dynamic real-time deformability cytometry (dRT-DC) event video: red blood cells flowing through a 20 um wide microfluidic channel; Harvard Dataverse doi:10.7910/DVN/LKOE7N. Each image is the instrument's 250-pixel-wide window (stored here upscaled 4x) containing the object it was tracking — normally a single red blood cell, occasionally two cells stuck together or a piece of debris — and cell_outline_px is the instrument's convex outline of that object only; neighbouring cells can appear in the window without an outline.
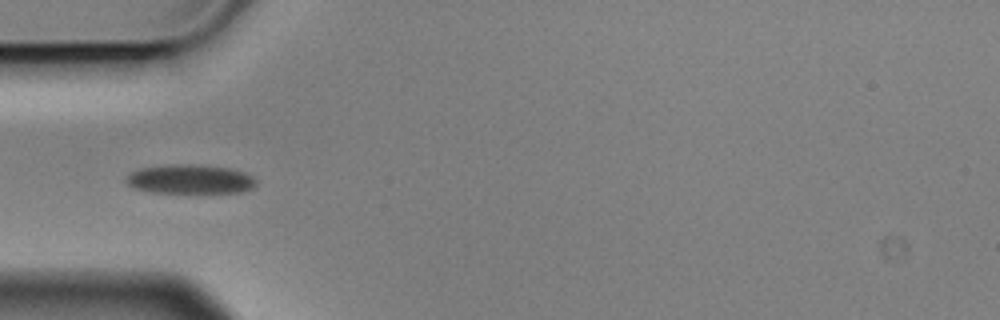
{"species": "Egyptian fruit bat (a non-hibernating species)", "species_latin": "Rousettus aegyptiacus", "temperature_condition": "cold", "stored_images_in_passage": 8, "camera_frame_rate_fps": 3000, "um_per_image_px": 0.085, "animal": {"sex": "male"}, "frame": {"image": 1, "passage_image": 5, "time_ms": 1.333, "image_size_px": [1000, 320], "cell_outline_px": [[256, 184], [252, 188], [240, 192], [152, 192], [132, 188], [124, 180], [124, 176], [140, 168], [172, 164], [188, 164], [228, 168], [244, 172], [252, 176], [256, 180]], "centroid_in_image_um": [16.11, 15.23], "position_along_channel_um": 68.9, "area_um2": 21.96}}
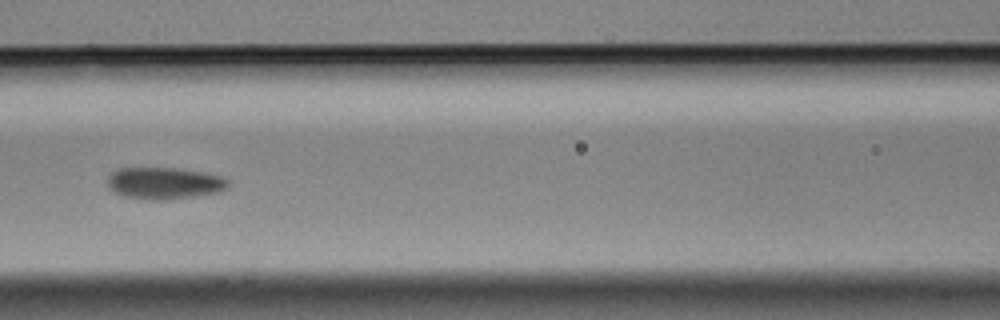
{"frame": {"image": 2, "passage_image": 7, "time_ms": 2.0, "image_size_px": [1000, 320], "cell_outline_px": [[228, 184], [224, 188], [216, 192], [192, 196], [160, 200], [148, 200], [124, 196], [112, 192], [108, 184], [108, 176], [112, 172], [120, 168], [176, 168], [204, 172], [224, 176], [228, 180]], "centroid_in_image_um": [13.93, 15.56], "position_along_channel_um": 152.7, "area_um2": 22.2}}
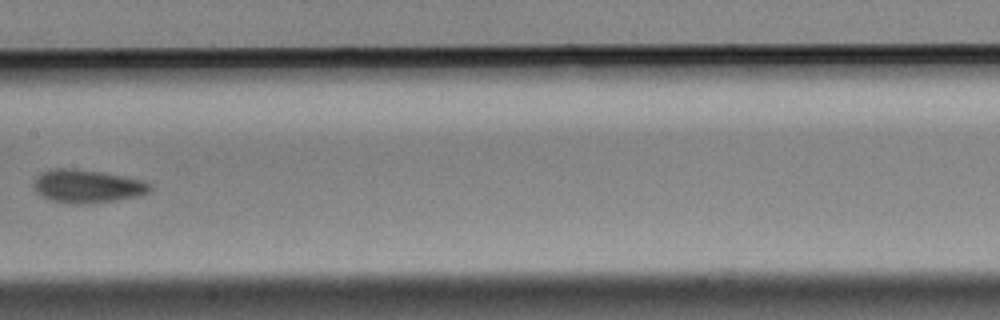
{"frame": {"image": 3, "passage_image": 8, "time_ms": 2.333, "image_size_px": [1000, 320], "cell_outline_px": [[152, 188], [148, 192], [136, 196], [92, 204], [72, 204], [48, 200], [36, 192], [36, 176], [40, 172], [52, 168], [72, 168], [100, 172], [140, 180], [152, 184]], "centroid_in_image_um": [7.38, 15.84], "position_along_channel_um": 200.0, "area_um2": 22.31}}